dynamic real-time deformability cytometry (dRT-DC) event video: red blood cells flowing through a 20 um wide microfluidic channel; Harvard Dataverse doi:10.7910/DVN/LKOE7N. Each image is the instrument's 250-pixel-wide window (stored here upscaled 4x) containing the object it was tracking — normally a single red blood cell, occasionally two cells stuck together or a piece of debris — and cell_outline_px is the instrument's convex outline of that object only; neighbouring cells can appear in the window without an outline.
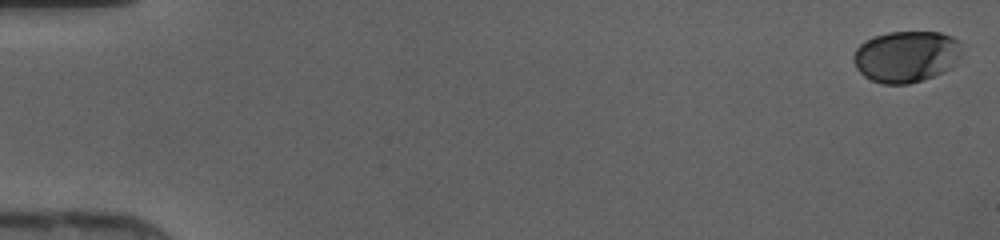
{"species": "human", "species_latin": "Homo sapiens", "temperature_condition": "cold", "stored_images_in_passage": 5, "camera_frame_rate_fps": 3000, "um_per_image_px": 0.085, "donor": {"sex": "female"}, "frame": {"image": 1, "passage_image": 1, "time_ms": 0.0, "image_size_px": [1000, 240], "cell_outline_px": [[964, 52], [944, 72], [908, 84], [884, 84], [872, 80], [864, 76], [856, 68], [852, 60], [852, 56], [856, 48], [864, 40], [888, 32], [940, 32], [952, 36], [960, 40], [964, 44]], "centroid_in_image_um": [77.04, 4.78], "position_along_channel_um": 8.0, "area_um2": 32.77}}